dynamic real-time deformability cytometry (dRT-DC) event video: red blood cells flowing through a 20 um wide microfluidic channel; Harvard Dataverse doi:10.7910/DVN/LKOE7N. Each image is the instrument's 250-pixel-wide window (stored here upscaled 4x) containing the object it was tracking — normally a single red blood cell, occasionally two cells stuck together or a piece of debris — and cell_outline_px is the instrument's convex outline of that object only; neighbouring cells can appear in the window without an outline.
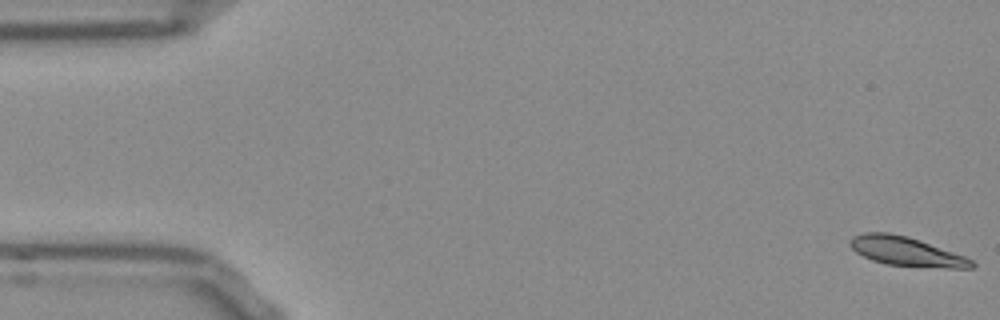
{"species": "Egyptian fruit bat (a non-hibernating species)", "species_latin": "Rousettus aegyptiacus", "temperature_condition": "room temperature", "stored_images_in_passage": 1, "camera_frame_rate_fps": 3000, "um_per_image_px": 0.085, "frame": {"image": 1, "passage_image": 1, "time_ms": 0.0, "image_size_px": [1000, 320], "cell_outline_px": [[976, 264], [972, 268], [948, 268], [888, 264], [872, 260], [856, 252], [848, 244], [848, 240], [852, 236], [864, 232], [888, 232], [908, 236], [964, 256], [972, 260]], "centroid_in_image_um": [76.99, 21.35], "position_along_channel_um": 8.0, "area_um2": 20.46}}